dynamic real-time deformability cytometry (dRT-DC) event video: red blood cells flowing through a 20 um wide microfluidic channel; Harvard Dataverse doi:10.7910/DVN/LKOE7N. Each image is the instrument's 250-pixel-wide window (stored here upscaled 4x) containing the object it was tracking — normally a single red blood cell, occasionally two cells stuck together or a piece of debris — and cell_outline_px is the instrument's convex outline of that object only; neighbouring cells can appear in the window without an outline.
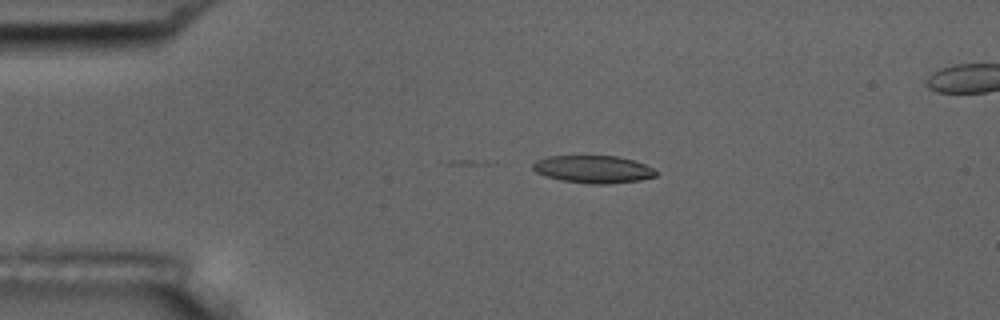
{"species": "common noctule bat (a hibernating species)", "species_latin": "Nyctalus noctula", "temperature_condition": "room temperature", "stored_images_in_passage": 7, "camera_frame_rate_fps": 3000, "um_per_image_px": 0.085, "animal": {"sex": "male", "body_mass_g": 17.5, "forearm_length_mm": 52.3}, "frame": {"image": 1, "passage_image": 3, "time_ms": 3.333, "image_size_px": [1000, 320], "cell_outline_px": [[660, 172], [656, 176], [640, 180], [608, 184], [592, 184], [560, 180], [544, 176], [536, 172], [532, 168], [532, 164], [536, 160], [548, 156], [616, 156], [632, 160], [644, 164]], "centroid_in_image_um": [50.41, 14.39], "position_along_channel_um": 34.6, "area_um2": 19.83}}